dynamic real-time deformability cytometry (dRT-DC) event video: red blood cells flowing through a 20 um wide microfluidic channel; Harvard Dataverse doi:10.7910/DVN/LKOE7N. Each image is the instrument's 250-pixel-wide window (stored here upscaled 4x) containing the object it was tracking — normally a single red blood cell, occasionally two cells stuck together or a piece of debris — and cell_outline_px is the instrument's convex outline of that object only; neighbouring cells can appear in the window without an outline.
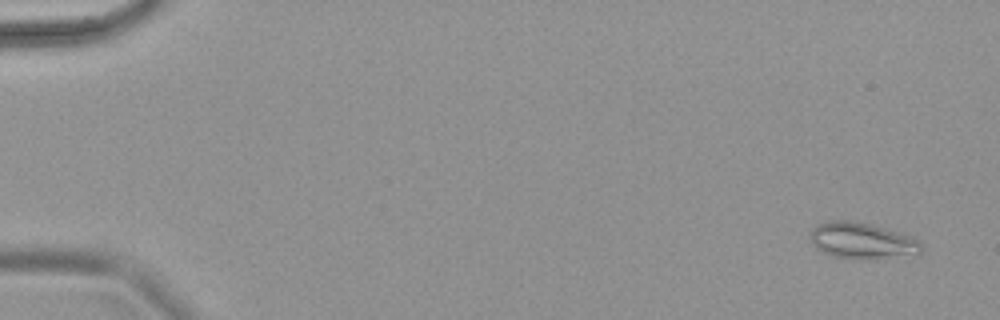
{"species": "common noctule bat (a hibernating species)", "species_latin": "Nyctalus noctula", "temperature_condition": "warm", "stored_images_in_passage": 67, "camera_frame_rate_fps": 3000, "um_per_image_px": 0.085, "animal": {"sex": "female", "body_mass_g": 18.4}, "frame": {"image": 1, "passage_image": 4, "time_ms": 1.0, "image_size_px": [1000, 320], "cell_outline_px": [[924, 248], [920, 252], [880, 256], [832, 256], [816, 248], [812, 244], [808, 236], [812, 228], [816, 224], [824, 220], [852, 220], [872, 224], [904, 232], [920, 240], [924, 244]], "centroid_in_image_um": [73.22, 20.35], "position_along_channel_um": 11.8, "area_um2": 22.95}}
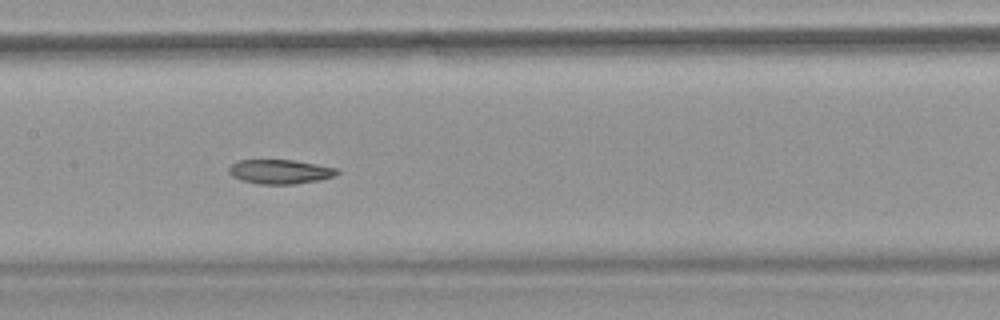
{"frame": {"image": 2, "passage_image": 35, "time_ms": 11.333, "image_size_px": [1000, 320], "cell_outline_px": [[340, 172], [332, 176], [320, 180], [296, 184], [260, 184], [240, 180], [232, 176], [228, 172], [228, 168], [232, 164], [240, 160], [292, 160], [340, 168]], "centroid_in_image_um": [23.81, 14.59], "position_along_channel_um": 183.6, "area_um2": 15.37}}
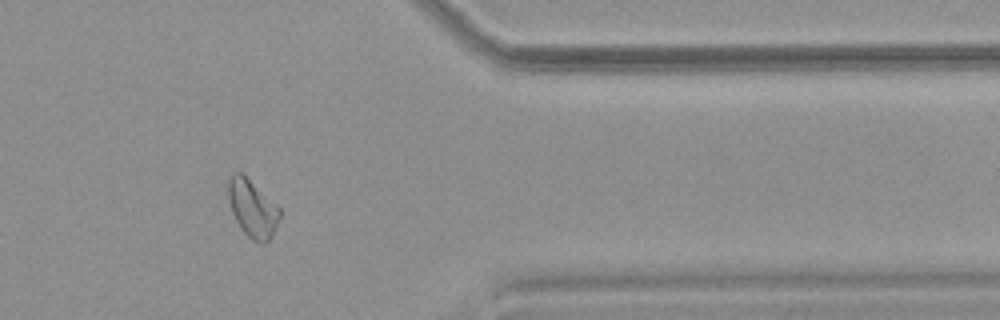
{"frame": {"image": 3, "passage_image": 56, "time_ms": 18.333, "image_size_px": [1000, 320], "cell_outline_px": [[280, 216], [276, 228], [272, 236], [264, 244], [252, 240], [240, 228], [232, 212], [228, 200], [228, 180], [232, 172], [240, 172], [280, 208]], "centroid_in_image_um": [21.44, 17.74], "position_along_channel_um": 390.0, "area_um2": 16.99}}